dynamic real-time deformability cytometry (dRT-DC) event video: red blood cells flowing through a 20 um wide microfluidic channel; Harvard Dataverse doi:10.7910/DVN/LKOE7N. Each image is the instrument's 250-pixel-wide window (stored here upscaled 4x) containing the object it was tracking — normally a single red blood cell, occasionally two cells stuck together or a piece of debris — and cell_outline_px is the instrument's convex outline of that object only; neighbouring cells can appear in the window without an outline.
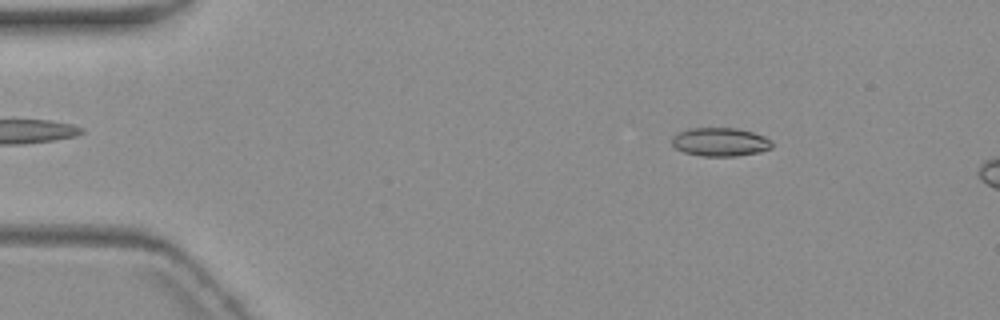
{"species": "common noctule bat (a hibernating species)", "species_latin": "Nyctalus noctula", "temperature_condition": "warm", "stored_images_in_passage": 4, "camera_frame_rate_fps": 3000, "um_per_image_px": 0.085, "animal": {"sex": "female", "body_mass_g": 19.3, "forearm_length_mm": 54.1}, "frame": {"image": 1, "passage_image": 2, "time_ms": 1.333, "image_size_px": [1000, 320], "cell_outline_px": [[772, 148], [760, 152], [736, 156], [700, 156], [684, 152], [676, 148], [672, 144], [672, 136], [688, 128], [736, 128], [752, 132], [764, 136], [772, 140]], "centroid_in_image_um": [61.23, 12.07], "position_along_channel_um": 23.8, "area_um2": 16.7}}